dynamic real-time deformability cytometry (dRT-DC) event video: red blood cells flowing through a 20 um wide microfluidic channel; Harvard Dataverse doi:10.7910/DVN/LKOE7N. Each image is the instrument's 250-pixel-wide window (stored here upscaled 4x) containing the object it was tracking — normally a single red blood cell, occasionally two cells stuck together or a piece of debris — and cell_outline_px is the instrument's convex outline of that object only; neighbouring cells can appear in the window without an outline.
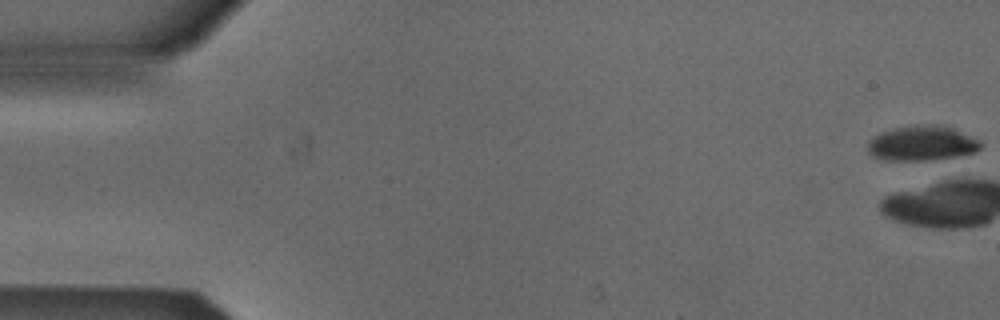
{"species": "Egyptian fruit bat (a non-hibernating species)", "species_latin": "Rousettus aegyptiacus", "temperature_condition": "cold", "stored_images_in_passage": 4, "camera_frame_rate_fps": 3000, "um_per_image_px": 0.085, "animal": {"sex": "male"}, "frame": {"image": 1, "passage_image": 1, "time_ms": 0.0, "image_size_px": [1000, 320], "cell_outline_px": [[980, 148], [976, 152], [956, 156], [924, 160], [888, 160], [876, 156], [868, 152], [868, 140], [872, 136], [892, 128], [916, 124], [940, 124], [952, 128], [980, 140]], "centroid_in_image_um": [78.35, 12.15], "position_along_channel_um": 6.7, "area_um2": 22.89}}